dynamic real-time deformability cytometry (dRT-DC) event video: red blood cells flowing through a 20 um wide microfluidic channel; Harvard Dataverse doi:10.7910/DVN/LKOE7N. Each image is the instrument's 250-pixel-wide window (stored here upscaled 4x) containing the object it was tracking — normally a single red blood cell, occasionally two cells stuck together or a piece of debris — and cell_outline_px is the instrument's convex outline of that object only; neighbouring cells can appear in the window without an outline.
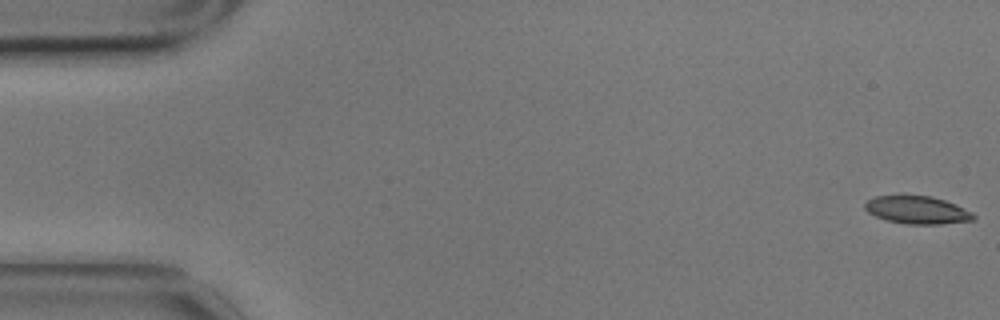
{"species": "common noctule bat (a hibernating species)", "species_latin": "Nyctalus noctula", "temperature_condition": "cold", "stored_images_in_passage": 57, "camera_frame_rate_fps": 3000, "um_per_image_px": 0.085, "animal": {"sex": "male", "body_mass_g": 17.9}, "frame": {"image": 1, "passage_image": 1, "time_ms": 0.0, "image_size_px": [1000, 320], "cell_outline_px": [[976, 216], [972, 220], [940, 224], [908, 224], [888, 220], [876, 216], [868, 212], [864, 208], [864, 204], [868, 200], [876, 196], [932, 196], [956, 204], [972, 212]], "centroid_in_image_um": [77.97, 17.85], "position_along_channel_um": 7.0, "area_um2": 17.34}}
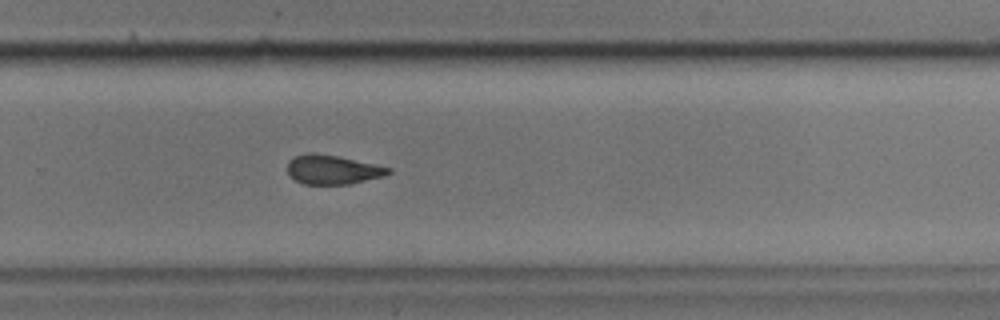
{"frame": {"image": 2, "passage_image": 38, "time_ms": 12.333, "image_size_px": [1000, 320], "cell_outline_px": [[392, 172], [384, 176], [348, 184], [304, 184], [288, 176], [288, 160], [292, 156], [308, 152], [316, 152], [336, 156], [392, 168]], "centroid_in_image_um": [28.22, 14.41], "position_along_channel_um": 301.6, "area_um2": 17.22}}
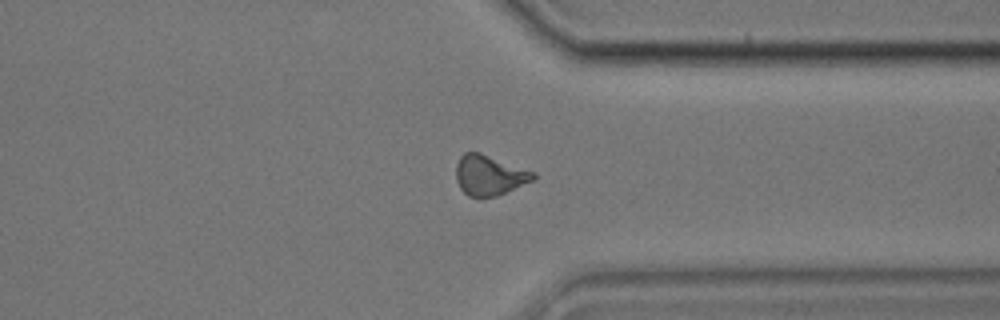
{"frame": {"image": 3, "passage_image": 44, "time_ms": 14.333, "image_size_px": [1000, 320], "cell_outline_px": [[536, 176], [532, 180], [496, 196], [480, 200], [468, 196], [460, 188], [456, 180], [456, 164], [460, 156], [464, 152], [480, 152], [536, 172]], "centroid_in_image_um": [41.56, 14.91], "position_along_channel_um": 369.8, "area_um2": 18.32}, "authors_computed_cell_mechanics": {"area_um2": 18.3226, "velocity_mm_per_s": 3.4899, "shape_relaxation_time_tau1_ms": 5.4894, "shape_relaxation_time_tau2_ms": 5.6097, "deformation_change_tau1": 0.1103, "deformation_change_tau2": 0.1065}}